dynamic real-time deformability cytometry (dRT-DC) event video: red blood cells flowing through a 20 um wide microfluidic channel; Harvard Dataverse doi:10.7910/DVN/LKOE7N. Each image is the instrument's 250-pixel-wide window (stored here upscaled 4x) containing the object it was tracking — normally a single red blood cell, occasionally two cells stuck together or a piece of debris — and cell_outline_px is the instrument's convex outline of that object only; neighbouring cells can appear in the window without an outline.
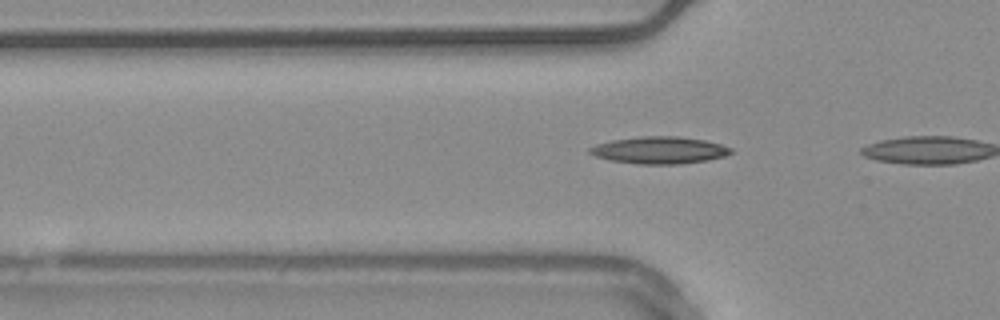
{"species": "common noctule bat (a hibernating species)", "species_latin": "Nyctalus noctula", "temperature_condition": "warm", "stored_images_in_passage": 13, "camera_frame_rate_fps": 3000, "um_per_image_px": 0.085, "animal": {"sex": "male", "body_mass_g": 20.4}, "frame": {"image": 1, "passage_image": 12, "time_ms": 3.667, "image_size_px": [1000, 320], "cell_outline_px": [[732, 152], [724, 156], [708, 160], [680, 164], [636, 164], [608, 160], [596, 156], [588, 152], [588, 148], [596, 144], [612, 140], [640, 136], [680, 136], [704, 140], [720, 144], [732, 148]], "centroid_in_image_um": [56.03, 12.76], "position_along_channel_um": 69.8, "area_um2": 22.37}}